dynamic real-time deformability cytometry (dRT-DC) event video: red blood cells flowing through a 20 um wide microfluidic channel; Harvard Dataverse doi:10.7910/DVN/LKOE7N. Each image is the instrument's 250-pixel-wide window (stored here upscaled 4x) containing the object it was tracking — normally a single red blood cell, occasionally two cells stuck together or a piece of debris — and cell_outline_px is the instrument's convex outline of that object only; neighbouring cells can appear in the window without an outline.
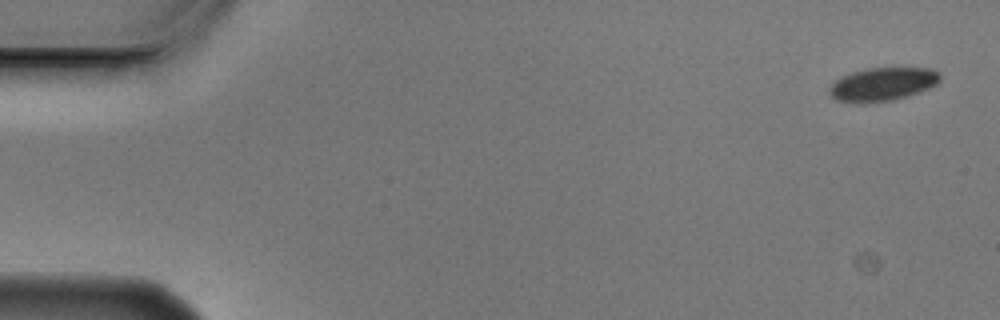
{"species": "Egyptian fruit bat (a non-hibernating species)", "species_latin": "Rousettus aegyptiacus", "temperature_condition": "cold", "stored_images_in_passage": 4, "segment_of_instrument_passage": [2, 2], "camera_frame_rate_fps": 3000, "um_per_image_px": 0.085, "animal": {"sex": "male"}, "frame": {"image": 1, "passage_image": 4, "time_ms": 1.0, "image_size_px": [1000, 320], "cell_outline_px": [[940, 80], [936, 84], [928, 88], [892, 100], [864, 104], [860, 104], [836, 100], [828, 92], [828, 88], [840, 76], [852, 72], [868, 68], [932, 68], [940, 72]], "centroid_in_image_um": [74.98, 7.16], "position_along_channel_um": 10.0, "area_um2": 21.56}}